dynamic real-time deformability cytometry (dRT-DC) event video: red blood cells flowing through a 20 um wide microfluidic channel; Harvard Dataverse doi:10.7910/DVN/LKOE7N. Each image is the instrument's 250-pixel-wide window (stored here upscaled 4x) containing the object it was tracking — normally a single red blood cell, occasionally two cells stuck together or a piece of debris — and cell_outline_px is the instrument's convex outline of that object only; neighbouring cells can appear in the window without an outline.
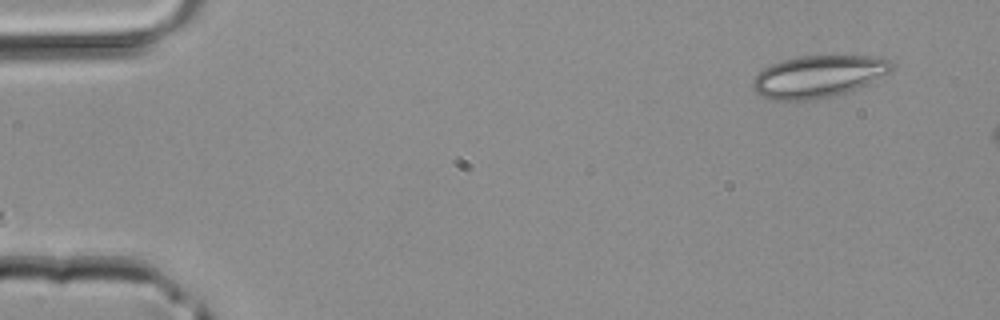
{"species": "common noctule bat (a hibernating species)", "species_latin": "Nyctalus noctula", "temperature_condition": "room temperature", "stored_images_in_passage": 7, "camera_frame_rate_fps": 3000, "um_per_image_px": 0.085, "animal": {"sex": "male", "body_mass_g": 20.4}, "frame": {"image": 1, "passage_image": 1, "time_ms": 0.0, "image_size_px": [1000, 320], "cell_outline_px": [[892, 68], [888, 72], [848, 92], [832, 96], [812, 100], [768, 100], [760, 96], [752, 88], [752, 80], [764, 68], [772, 64], [784, 60], [800, 56], [872, 56], [888, 60], [892, 64]], "centroid_in_image_um": [69.47, 6.51], "position_along_channel_um": 15.5, "area_um2": 33.58}}